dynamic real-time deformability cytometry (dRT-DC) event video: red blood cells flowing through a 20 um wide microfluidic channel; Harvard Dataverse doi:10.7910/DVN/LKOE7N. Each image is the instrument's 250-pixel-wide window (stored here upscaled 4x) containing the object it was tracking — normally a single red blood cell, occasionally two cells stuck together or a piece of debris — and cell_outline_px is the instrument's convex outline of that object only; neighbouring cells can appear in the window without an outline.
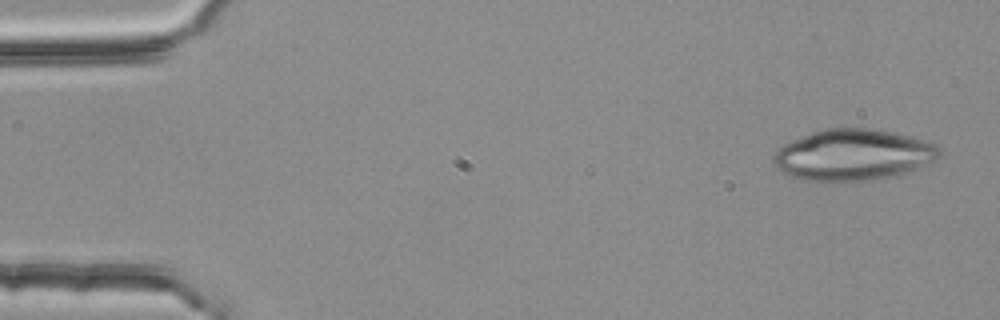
{"species": "common noctule bat (a hibernating species)", "species_latin": "Nyctalus noctula", "temperature_condition": "room temperature", "stored_images_in_passage": 3, "camera_frame_rate_fps": 3000, "um_per_image_px": 0.085, "animal": {"sex": "female", "body_mass_g": 25.1}, "frame": {"image": 1, "passage_image": 1, "time_ms": 0.0, "image_size_px": [1000, 320], "cell_outline_px": [[940, 156], [936, 160], [900, 176], [844, 184], [800, 180], [788, 176], [776, 168], [772, 160], [776, 148], [792, 140], [812, 132], [824, 128], [872, 128], [936, 144], [940, 148]], "centroid_in_image_um": [72.45, 13.22], "position_along_channel_um": 12.5, "area_um2": 50.52}}